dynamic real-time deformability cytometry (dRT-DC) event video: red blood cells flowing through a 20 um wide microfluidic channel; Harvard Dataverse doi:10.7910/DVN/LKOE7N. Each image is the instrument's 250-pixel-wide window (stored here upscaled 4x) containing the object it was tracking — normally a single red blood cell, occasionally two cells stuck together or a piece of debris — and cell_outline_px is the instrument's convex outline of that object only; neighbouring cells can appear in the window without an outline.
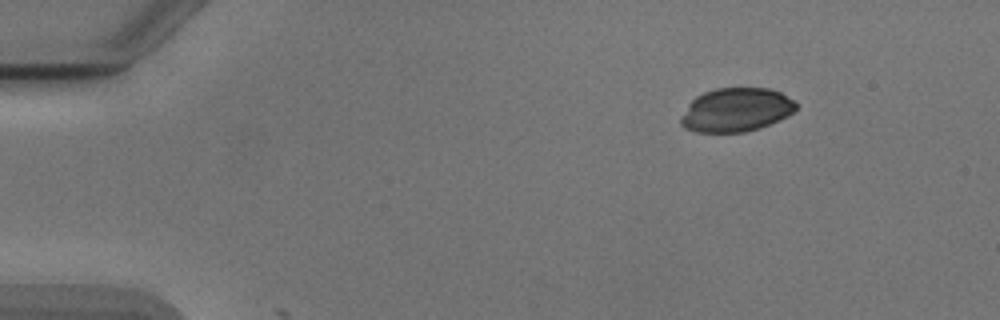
{"species": "Egyptian fruit bat (a non-hibernating species)", "species_latin": "Rousettus aegyptiacus", "temperature_condition": "cold", "stored_images_in_passage": 2, "camera_frame_rate_fps": 3000, "um_per_image_px": 0.085, "animal": {"sex": "male"}, "frame": {"image": 1, "passage_image": 1, "time_ms": 0.0, "image_size_px": [1000, 320], "cell_outline_px": [[796, 108], [788, 116], [760, 128], [744, 132], [696, 132], [684, 128], [680, 124], [680, 116], [688, 104], [696, 96], [704, 92], [716, 88], [768, 88], [780, 92], [792, 100], [796, 104]], "centroid_in_image_um": [62.53, 9.34], "position_along_channel_um": 22.5, "area_um2": 29.36}}